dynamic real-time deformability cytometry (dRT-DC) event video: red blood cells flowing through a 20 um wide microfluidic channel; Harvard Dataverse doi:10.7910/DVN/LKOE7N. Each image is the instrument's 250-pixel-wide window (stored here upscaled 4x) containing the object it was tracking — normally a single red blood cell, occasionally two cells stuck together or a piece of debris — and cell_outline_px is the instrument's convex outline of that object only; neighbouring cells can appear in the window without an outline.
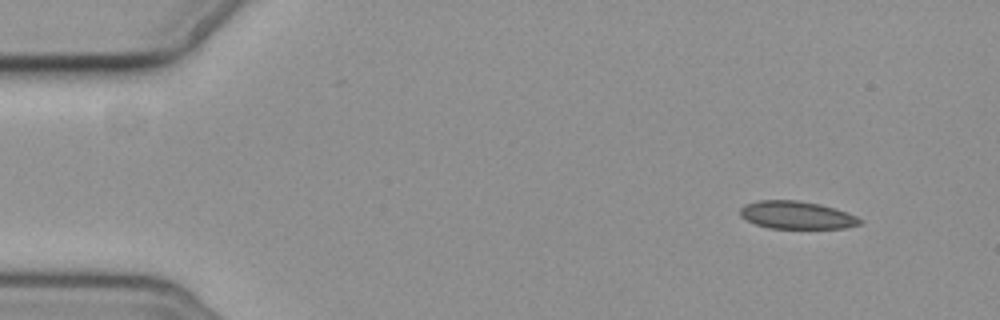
{"species": "common noctule bat (a hibernating species)", "species_latin": "Nyctalus noctula", "temperature_condition": "cold", "stored_images_in_passage": 3, "camera_frame_rate_fps": 3000, "um_per_image_px": 0.085, "animal": {"sex": "female", "body_mass_g": 19.3, "forearm_length_mm": 54.1}, "frame": {"image": 1, "passage_image": 3, "time_ms": 3.0, "image_size_px": [1000, 320], "cell_outline_px": [[864, 220], [860, 224], [844, 228], [768, 228], [756, 224], [740, 216], [740, 208], [744, 204], [760, 200], [796, 200], [820, 204], [836, 208], [856, 216]], "centroid_in_image_um": [67.72, 18.28], "position_along_channel_um": 17.3, "area_um2": 19.36}}